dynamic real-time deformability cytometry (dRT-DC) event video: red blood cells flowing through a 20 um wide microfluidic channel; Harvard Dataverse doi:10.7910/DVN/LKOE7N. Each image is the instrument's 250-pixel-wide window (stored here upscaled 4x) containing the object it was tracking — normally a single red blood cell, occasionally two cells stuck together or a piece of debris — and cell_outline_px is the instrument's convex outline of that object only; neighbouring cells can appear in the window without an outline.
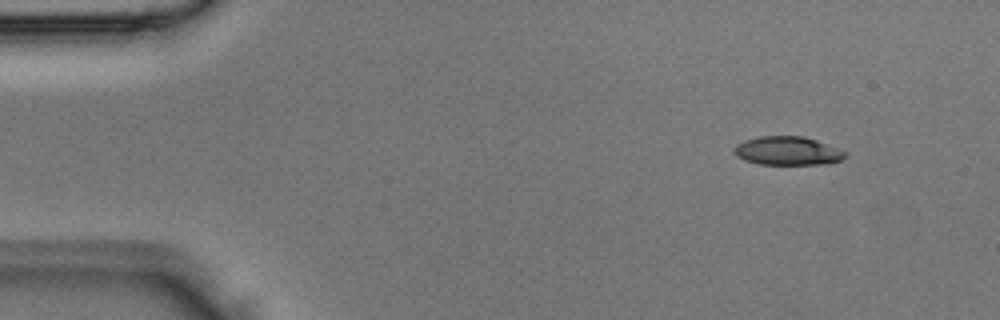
{"species": "Egyptian fruit bat (a non-hibernating species)", "species_latin": "Rousettus aegyptiacus", "temperature_condition": "room temperature", "stored_images_in_passage": 5, "camera_frame_rate_fps": 3000, "um_per_image_px": 0.085, "animal": {"sex": "male"}, "frame": {"image": 1, "passage_image": 5, "time_ms": 1.333, "image_size_px": [1000, 320], "cell_outline_px": [[848, 156], [840, 160], [824, 164], [760, 164], [744, 160], [736, 156], [732, 152], [732, 148], [736, 144], [744, 140], [760, 136], [804, 136], [816, 140], [848, 152]], "centroid_in_image_um": [66.92, 12.82], "position_along_channel_um": 18.1, "area_um2": 18.67}}